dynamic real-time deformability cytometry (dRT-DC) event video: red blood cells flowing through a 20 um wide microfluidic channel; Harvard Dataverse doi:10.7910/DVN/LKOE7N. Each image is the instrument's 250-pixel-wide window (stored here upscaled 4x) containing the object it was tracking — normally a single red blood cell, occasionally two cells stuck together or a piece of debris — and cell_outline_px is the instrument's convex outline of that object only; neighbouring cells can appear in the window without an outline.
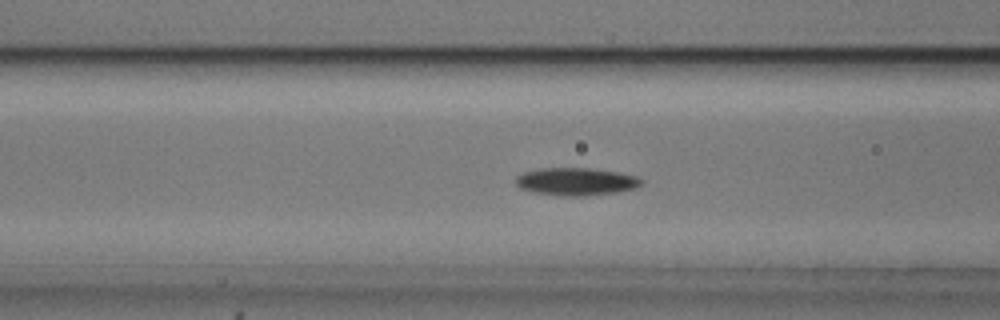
{"species": "common noctule bat (a hibernating species)", "species_latin": "Nyctalus noctula", "temperature_condition": "cold", "stored_images_in_passage": 54, "camera_frame_rate_fps": 3000, "um_per_image_px": 0.085, "animal": {"sex": "male", "body_mass_g": 20.5, "forearm_length_mm": 52.5}, "frame": {"image": 1, "passage_image": 21, "time_ms": 6.667, "image_size_px": [1000, 320], "cell_outline_px": [[644, 184], [636, 188], [616, 192], [584, 196], [560, 196], [532, 192], [520, 188], [516, 184], [516, 176], [524, 172], [536, 168], [592, 168], [616, 172], [636, 176], [644, 180]], "centroid_in_image_um": [48.96, 15.43], "position_along_channel_um": 117.6, "area_um2": 20.46}}
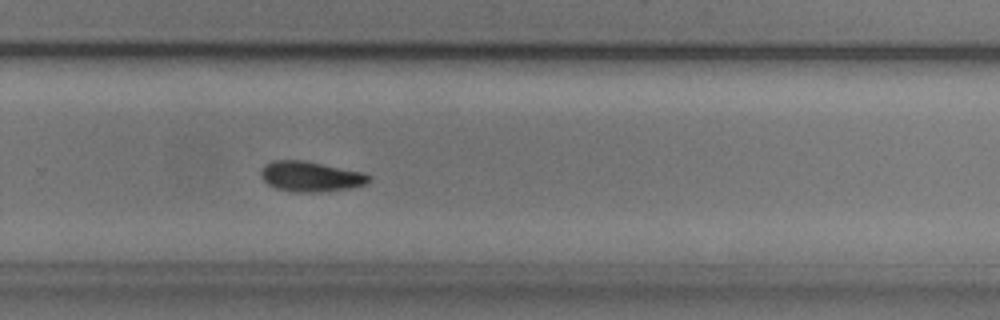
{"frame": {"image": 2, "passage_image": 36, "time_ms": 11.667, "image_size_px": [1000, 320], "cell_outline_px": [[372, 180], [368, 184], [348, 188], [320, 192], [296, 192], [276, 188], [268, 184], [260, 176], [260, 172], [272, 160], [304, 160], [364, 172], [372, 176]], "centroid_in_image_um": [26.46, 15.0], "position_along_channel_um": 303.3, "area_um2": 19.07}}
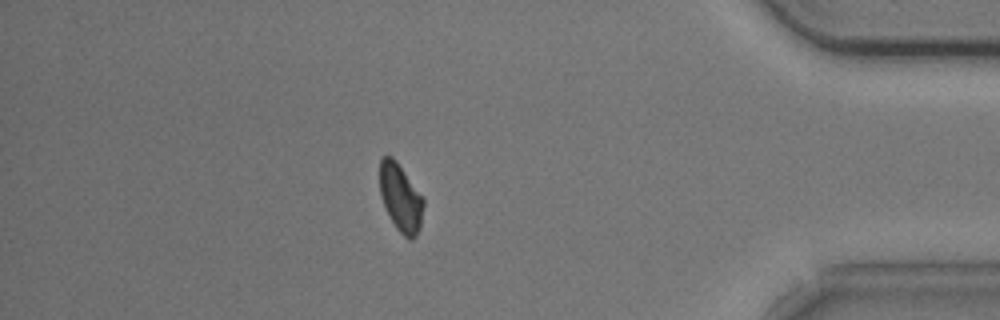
{"frame": {"image": 3, "passage_image": 47, "time_ms": 15.333, "image_size_px": [1000, 320], "cell_outline_px": [[424, 204], [420, 228], [416, 236], [412, 240], [408, 240], [396, 228], [380, 196], [380, 160], [384, 156], [392, 156], [396, 160], [424, 200]], "centroid_in_image_um": [34.05, 16.83], "position_along_channel_um": 401.1, "area_um2": 16.99}, "authors_computed_cell_mechanics": {"area_um2": 18.6983, "velocity_mm_per_s": 3.7183, "shape_relaxation_time_tau1_ms": 5.3103, "shape_relaxation_time_tau2_ms": null, "deformation_change_tau1": 0.127, "deformation_change_tau2": null}}